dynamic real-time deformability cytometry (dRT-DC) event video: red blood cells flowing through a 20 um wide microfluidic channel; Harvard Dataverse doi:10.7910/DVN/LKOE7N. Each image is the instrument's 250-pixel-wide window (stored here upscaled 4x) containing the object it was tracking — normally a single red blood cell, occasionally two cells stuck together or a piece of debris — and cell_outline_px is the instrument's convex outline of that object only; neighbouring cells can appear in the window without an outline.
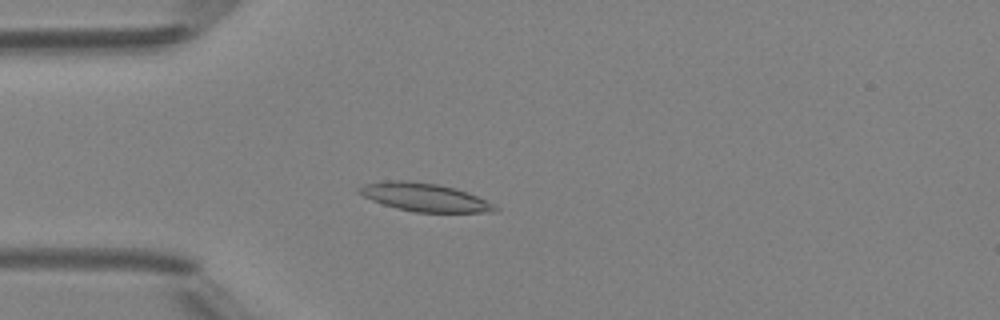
{"species": "Egyptian fruit bat (a non-hibernating species)", "species_latin": "Rousettus aegyptiacus", "temperature_condition": "room temperature", "stored_images_in_passage": 44, "camera_frame_rate_fps": 3000, "um_per_image_px": 0.085, "animal": {"sex": "female"}, "frame": {"image": 1, "passage_image": 8, "time_ms": 2.333, "image_size_px": [1000, 320], "cell_outline_px": [[500, 208], [496, 212], [416, 212], [396, 208], [372, 200], [356, 192], [356, 188], [364, 184], [384, 180], [408, 180], [436, 184], [456, 188], [468, 192]], "centroid_in_image_um": [36.05, 16.75], "position_along_channel_um": 49.0, "area_um2": 22.31}}
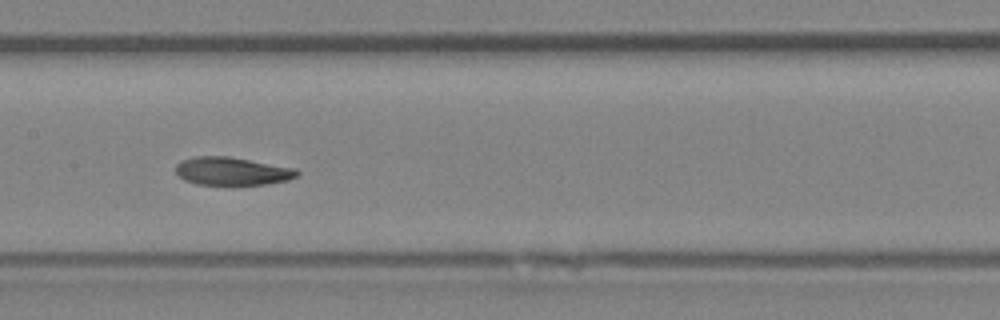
{"frame": {"image": 2, "passage_image": 19, "time_ms": 6.0, "image_size_px": [1000, 320], "cell_outline_px": [[300, 172], [296, 176], [288, 180], [264, 184], [232, 188], [228, 188], [196, 184], [184, 180], [176, 172], [176, 164], [180, 160], [196, 156], [228, 156], [296, 168]], "centroid_in_image_um": [19.7, 14.6], "position_along_channel_um": 187.7, "area_um2": 20.75}}
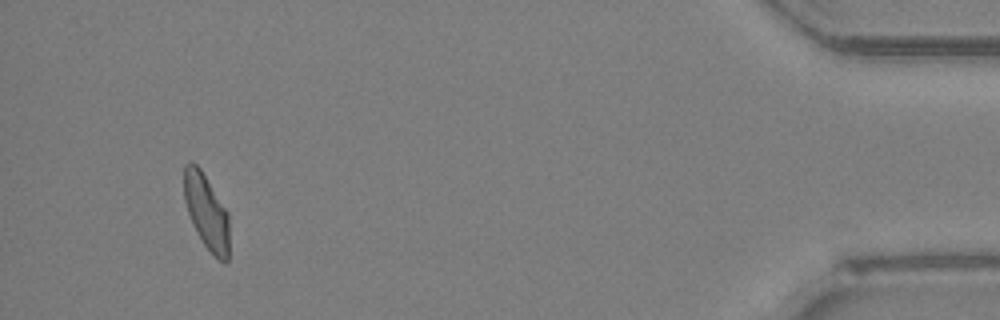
{"frame": {"image": 3, "passage_image": 41, "time_ms": 13.333, "image_size_px": [1000, 320], "cell_outline_px": [[228, 260], [224, 264], [204, 244], [188, 212], [184, 200], [184, 164], [192, 160], [200, 168], [228, 212]], "centroid_in_image_um": [17.54, 17.94], "position_along_channel_um": 417.7, "area_um2": 19.31}, "authors_computed_cell_mechanics": {"area_um2": 20.6635, "velocity_mm_per_s": 4.1402, "shape_relaxation_time_tau1_ms": 5.9707, "shape_relaxation_time_tau2_ms": 2.2778, "deformation_change_tau1": 0.1492, "deformation_change_tau2": 0.0714}}